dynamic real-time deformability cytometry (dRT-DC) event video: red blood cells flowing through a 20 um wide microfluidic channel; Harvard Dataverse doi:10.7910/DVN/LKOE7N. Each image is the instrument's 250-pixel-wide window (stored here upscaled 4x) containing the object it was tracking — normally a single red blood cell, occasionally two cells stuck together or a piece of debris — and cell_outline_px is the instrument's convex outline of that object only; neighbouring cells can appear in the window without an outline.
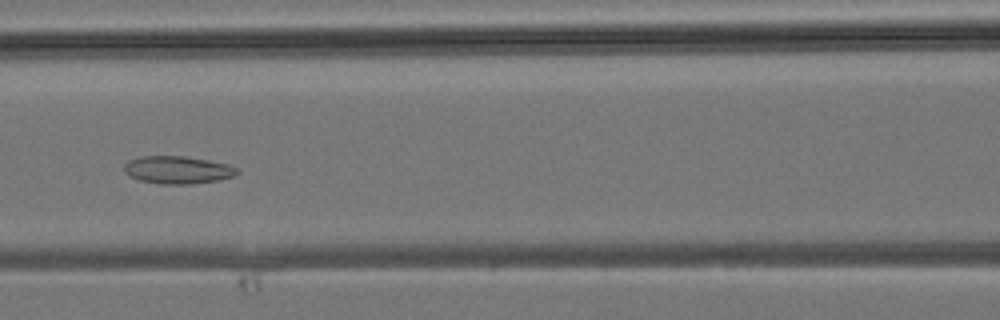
{"species": "common noctule bat (a hibernating species)", "species_latin": "Nyctalus noctula", "temperature_condition": "room temperature", "stored_images_in_passage": 25, "camera_frame_rate_fps": 3000, "um_per_image_px": 0.085, "animal": {"sex": "male", "body_mass_g": 19.2, "forearm_length_mm": 51.8}, "frame": {"image": 1, "passage_image": 12, "time_ms": 3.667, "image_size_px": [1000, 320], "cell_outline_px": [[240, 172], [236, 176], [220, 180], [192, 184], [160, 184], [140, 180], [128, 176], [124, 172], [124, 164], [128, 160], [140, 156], [184, 156], [208, 160], [228, 164], [240, 168]], "centroid_in_image_um": [15.13, 14.44], "position_along_channel_um": 151.5, "area_um2": 18.55}}
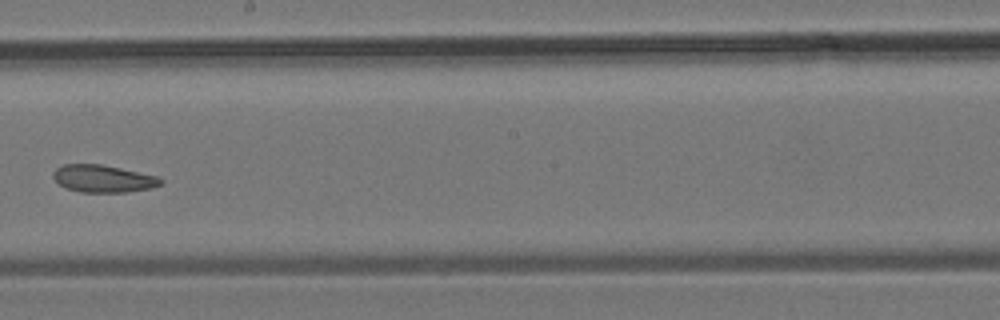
{"frame": {"image": 2, "passage_image": 17, "time_ms": 5.333, "image_size_px": [1000, 320], "cell_outline_px": [[164, 180], [160, 184], [152, 188], [128, 192], [80, 192], [64, 188], [52, 176], [52, 172], [56, 168], [64, 164], [100, 164], [120, 168], [156, 176]], "centroid_in_image_um": [8.74, 15.19], "position_along_channel_um": 239.5, "area_um2": 17.11}}
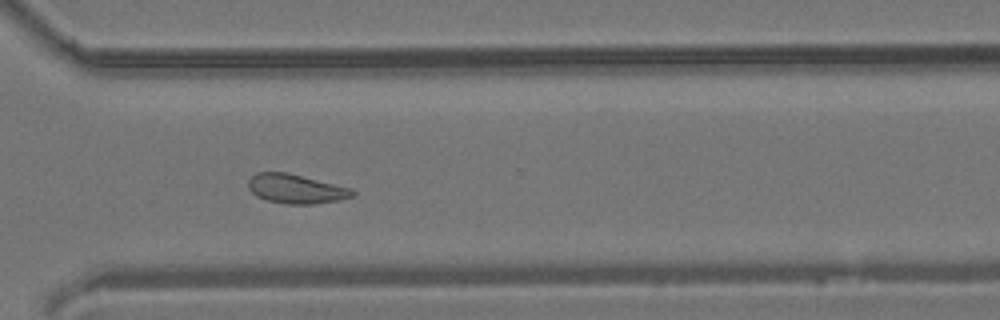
{"frame": {"image": 3, "passage_image": 23, "time_ms": 7.333, "image_size_px": [1000, 320], "cell_outline_px": [[356, 192], [352, 196], [340, 200], [316, 204], [284, 204], [268, 200], [256, 196], [248, 188], [248, 180], [256, 172], [288, 172], [352, 188]], "centroid_in_image_um": [25.16, 16.05], "position_along_channel_um": 345.4, "area_um2": 17.92}}